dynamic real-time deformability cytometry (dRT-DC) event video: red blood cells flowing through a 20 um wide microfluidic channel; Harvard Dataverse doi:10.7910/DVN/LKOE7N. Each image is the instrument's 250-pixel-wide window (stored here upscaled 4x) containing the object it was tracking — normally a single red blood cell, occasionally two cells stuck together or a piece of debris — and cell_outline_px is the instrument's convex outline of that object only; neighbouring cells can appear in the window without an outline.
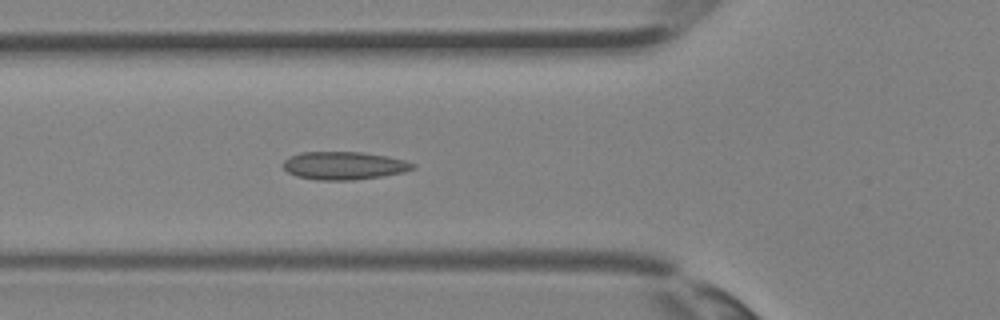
{"species": "Egyptian fruit bat (a non-hibernating species)", "species_latin": "Rousettus aegyptiacus", "temperature_condition": "room temperature", "stored_images_in_passage": 26, "segment_of_instrument_passage": [1, 2], "camera_frame_rate_fps": 3000, "um_per_image_px": 0.085, "animal": {"sex": "female"}, "frame": {"image": 1, "passage_image": 2, "time_ms": 0.333, "image_size_px": [1000, 320], "cell_outline_px": [[416, 168], [404, 172], [380, 176], [352, 180], [316, 180], [296, 176], [288, 172], [284, 168], [284, 160], [288, 156], [300, 152], [360, 152], [388, 156], [404, 160], [416, 164]], "centroid_in_image_um": [29.23, 14.07], "position_along_channel_um": 96.6, "area_um2": 21.15}}
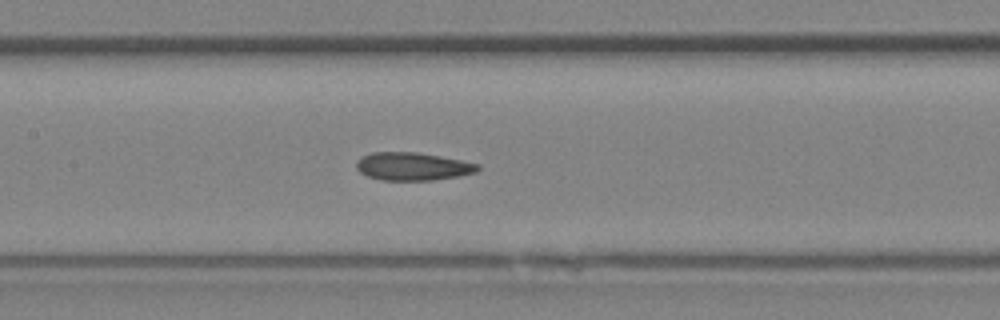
{"frame": {"image": 2, "passage_image": 6, "time_ms": 1.667, "image_size_px": [1000, 320], "cell_outline_px": [[480, 168], [476, 172], [456, 176], [432, 180], [380, 180], [368, 176], [360, 172], [356, 168], [356, 160], [360, 156], [372, 152], [416, 152], [440, 156], [480, 164]], "centroid_in_image_um": [35.03, 14.14], "position_along_channel_um": 172.4, "area_um2": 19.77}}
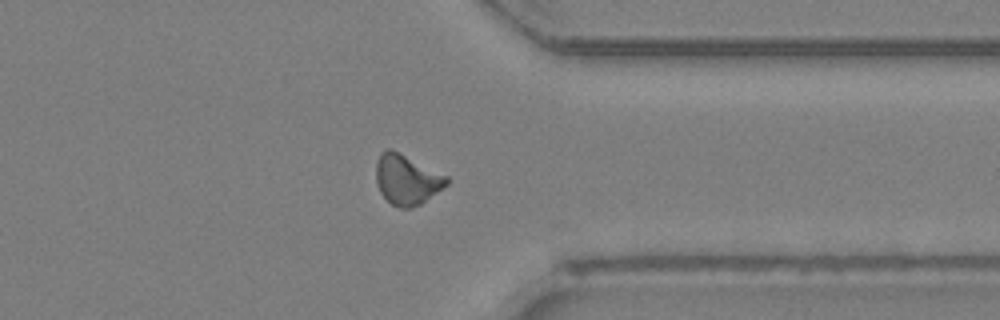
{"frame": {"image": 3, "passage_image": 17, "time_ms": 5.333, "image_size_px": [1000, 320], "cell_outline_px": [[448, 184], [420, 204], [412, 208], [400, 208], [392, 204], [380, 192], [376, 180], [376, 160], [380, 152], [388, 148], [392, 148], [448, 176]], "centroid_in_image_um": [34.56, 15.23], "position_along_channel_um": 376.8, "area_um2": 20.63}}